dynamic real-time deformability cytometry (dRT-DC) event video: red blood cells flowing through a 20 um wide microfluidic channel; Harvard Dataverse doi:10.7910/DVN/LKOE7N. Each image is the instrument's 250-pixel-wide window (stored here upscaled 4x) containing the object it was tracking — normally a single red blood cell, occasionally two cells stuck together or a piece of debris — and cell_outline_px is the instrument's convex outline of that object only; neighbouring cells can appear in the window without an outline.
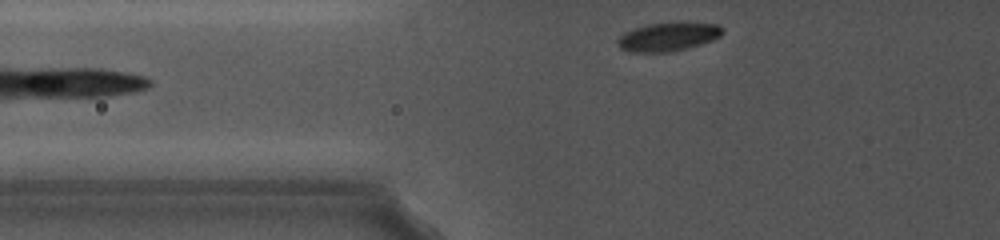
{"species": "common noctule bat (a hibernating species)", "species_latin": "Nyctalus noctula", "temperature_condition": "cold", "stored_images_in_passage": 48, "camera_frame_rate_fps": 5000, "um_per_image_px": 0.085, "animal": {"sex": "female", "body_mass_g": 19.0, "forearm_length_mm": 56.7}, "frame": {"image": 1, "passage_image": 4, "time_ms": 0.6, "image_size_px": [1000, 240], "cell_outline_px": [[724, 32], [720, 36], [712, 40], [688, 48], [672, 52], [628, 52], [620, 48], [616, 40], [624, 32], [632, 28], [648, 24], [672, 20], [684, 20], [720, 24], [724, 28]], "centroid_in_image_um": [56.83, 3.07], "position_along_channel_um": 69.0, "area_um2": 18.44}}
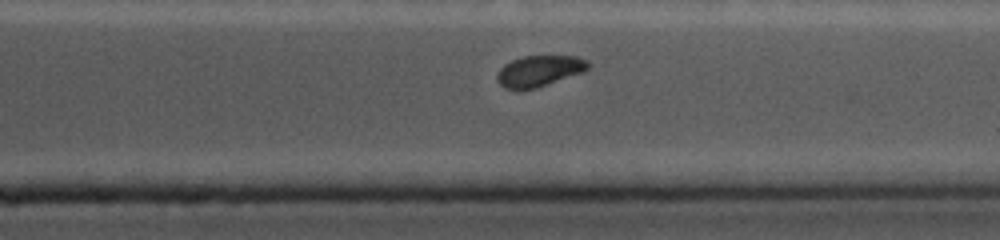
{"frame": {"image": 2, "passage_image": 45, "time_ms": 8.8, "image_size_px": [1000, 240], "cell_outline_px": [[588, 68], [584, 72], [536, 88], [504, 88], [496, 80], [496, 76], [500, 68], [504, 64], [512, 60], [524, 56], [576, 56], [588, 60]], "centroid_in_image_um": [45.84, 6.02], "position_along_channel_um": 365.6, "area_um2": 16.3}}
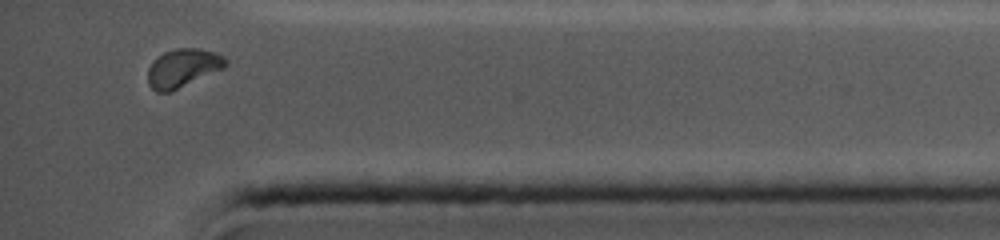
{"frame": {"image": 3, "passage_image": 48, "time_ms": 10.2, "image_size_px": [1000, 240], "cell_outline_px": [[228, 64], [224, 68], [168, 92], [156, 92], [148, 84], [148, 68], [152, 60], [164, 52], [176, 48], [200, 48], [216, 52], [224, 56], [228, 60]], "centroid_in_image_um": [15.55, 5.75], "position_along_channel_um": 419.7, "area_um2": 17.4}}